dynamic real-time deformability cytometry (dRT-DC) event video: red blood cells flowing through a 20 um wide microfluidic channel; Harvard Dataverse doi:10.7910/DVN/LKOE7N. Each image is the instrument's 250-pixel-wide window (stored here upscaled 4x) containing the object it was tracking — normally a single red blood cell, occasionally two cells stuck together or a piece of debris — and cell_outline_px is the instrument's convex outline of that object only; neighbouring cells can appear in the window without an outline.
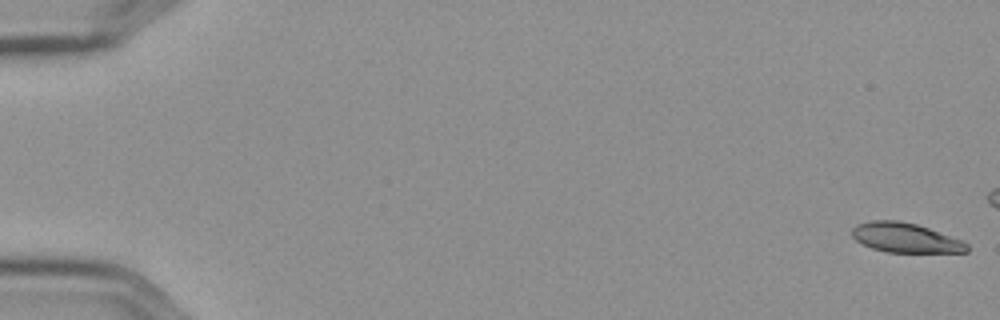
{"species": "Egyptian fruit bat (a non-hibernating species)", "species_latin": "Rousettus aegyptiacus", "temperature_condition": "cold", "stored_images_in_passage": 18, "camera_frame_rate_fps": 3000, "um_per_image_px": 0.085, "frame": {"image": 1, "passage_image": 1, "time_ms": 0.0, "image_size_px": [1000, 320], "cell_outline_px": [[968, 252], [888, 252], [872, 248], [856, 240], [852, 236], [852, 228], [856, 224], [872, 220], [896, 220], [916, 224], [928, 228], [960, 240], [968, 244]], "centroid_in_image_um": [76.93, 20.2], "position_along_channel_um": 8.1, "area_um2": 19.54}}